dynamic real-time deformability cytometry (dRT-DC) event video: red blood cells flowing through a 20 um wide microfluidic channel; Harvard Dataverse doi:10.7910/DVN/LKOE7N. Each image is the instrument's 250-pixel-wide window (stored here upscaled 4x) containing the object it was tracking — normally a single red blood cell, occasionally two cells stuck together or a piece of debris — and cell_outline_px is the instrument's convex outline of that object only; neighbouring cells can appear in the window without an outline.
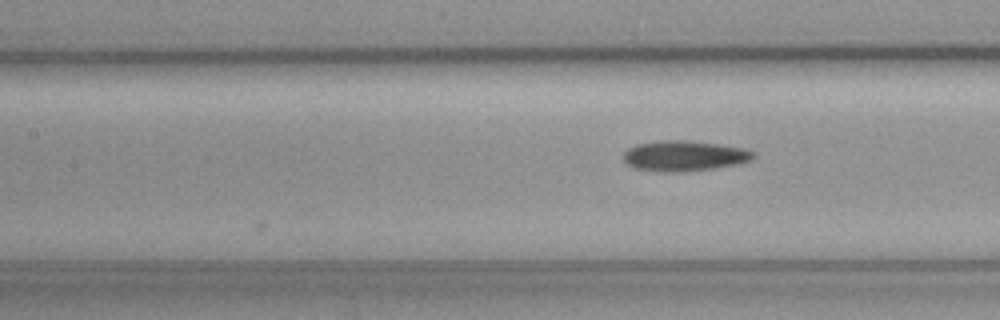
{"species": "common noctule bat (a hibernating species)", "species_latin": "Nyctalus noctula", "temperature_condition": "cold", "stored_images_in_passage": 10, "camera_frame_rate_fps": 3000, "um_per_image_px": 0.085, "animal": {"sex": "female", "body_mass_g": 19.3, "forearm_length_mm": 54.1}, "frame": {"image": 1, "passage_image": 10, "time_ms": 3.0, "image_size_px": [1000, 320], "cell_outline_px": [[756, 156], [752, 160], [736, 164], [712, 168], [676, 172], [660, 172], [632, 168], [624, 160], [624, 152], [628, 148], [636, 144], [664, 140], [684, 140], [716, 144], [740, 148], [752, 152]], "centroid_in_image_um": [58.1, 13.25], "position_along_channel_um": 149.3, "area_um2": 22.72}}